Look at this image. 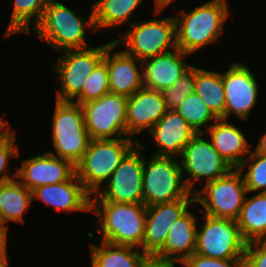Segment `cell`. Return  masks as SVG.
<instances>
[{
  "label": "cell",
  "mask_w": 266,
  "mask_h": 267,
  "mask_svg": "<svg viewBox=\"0 0 266 267\" xmlns=\"http://www.w3.org/2000/svg\"><path fill=\"white\" fill-rule=\"evenodd\" d=\"M125 29L113 42L118 47L124 46L123 51L138 60L143 61L177 48L174 15L166 18L153 16L144 20L140 18Z\"/></svg>",
  "instance_id": "5b68a950"
},
{
  "label": "cell",
  "mask_w": 266,
  "mask_h": 267,
  "mask_svg": "<svg viewBox=\"0 0 266 267\" xmlns=\"http://www.w3.org/2000/svg\"><path fill=\"white\" fill-rule=\"evenodd\" d=\"M196 133H205L218 118L195 92L187 96L176 110Z\"/></svg>",
  "instance_id": "f546056e"
},
{
  "label": "cell",
  "mask_w": 266,
  "mask_h": 267,
  "mask_svg": "<svg viewBox=\"0 0 266 267\" xmlns=\"http://www.w3.org/2000/svg\"><path fill=\"white\" fill-rule=\"evenodd\" d=\"M195 85V65L180 77L171 87L165 88L162 91L164 102L167 110H177L180 103L187 96L194 93Z\"/></svg>",
  "instance_id": "836d02e7"
},
{
  "label": "cell",
  "mask_w": 266,
  "mask_h": 267,
  "mask_svg": "<svg viewBox=\"0 0 266 267\" xmlns=\"http://www.w3.org/2000/svg\"><path fill=\"white\" fill-rule=\"evenodd\" d=\"M32 201L42 202L59 213H91V194L76 174L68 181L39 186L32 190Z\"/></svg>",
  "instance_id": "e0dca14e"
},
{
  "label": "cell",
  "mask_w": 266,
  "mask_h": 267,
  "mask_svg": "<svg viewBox=\"0 0 266 267\" xmlns=\"http://www.w3.org/2000/svg\"><path fill=\"white\" fill-rule=\"evenodd\" d=\"M108 93H110L109 73L107 64L102 60L89 74L82 92L72 102L81 105L98 100Z\"/></svg>",
  "instance_id": "d6a6232c"
},
{
  "label": "cell",
  "mask_w": 266,
  "mask_h": 267,
  "mask_svg": "<svg viewBox=\"0 0 266 267\" xmlns=\"http://www.w3.org/2000/svg\"><path fill=\"white\" fill-rule=\"evenodd\" d=\"M103 61L109 73L110 93L130 97L144 87L142 61L128 55L122 48L119 51L114 42L106 48Z\"/></svg>",
  "instance_id": "ac0fdd59"
},
{
  "label": "cell",
  "mask_w": 266,
  "mask_h": 267,
  "mask_svg": "<svg viewBox=\"0 0 266 267\" xmlns=\"http://www.w3.org/2000/svg\"><path fill=\"white\" fill-rule=\"evenodd\" d=\"M15 131L9 121L0 129V184L7 183L16 178V168L10 173L11 158H21L20 147L18 146Z\"/></svg>",
  "instance_id": "4dcf8cb0"
},
{
  "label": "cell",
  "mask_w": 266,
  "mask_h": 267,
  "mask_svg": "<svg viewBox=\"0 0 266 267\" xmlns=\"http://www.w3.org/2000/svg\"><path fill=\"white\" fill-rule=\"evenodd\" d=\"M179 160L183 177L187 175L184 180L192 194L199 190L196 183L205 185L226 176L234 169L215 150L206 133H196L184 147Z\"/></svg>",
  "instance_id": "9c48e42d"
},
{
  "label": "cell",
  "mask_w": 266,
  "mask_h": 267,
  "mask_svg": "<svg viewBox=\"0 0 266 267\" xmlns=\"http://www.w3.org/2000/svg\"><path fill=\"white\" fill-rule=\"evenodd\" d=\"M5 116H0V129L8 122V119H5Z\"/></svg>",
  "instance_id": "b9f144b4"
},
{
  "label": "cell",
  "mask_w": 266,
  "mask_h": 267,
  "mask_svg": "<svg viewBox=\"0 0 266 267\" xmlns=\"http://www.w3.org/2000/svg\"><path fill=\"white\" fill-rule=\"evenodd\" d=\"M21 162L20 167H16V178L30 191L39 186L68 181L76 174L75 165L72 162L47 151L35 154Z\"/></svg>",
  "instance_id": "9a60e30c"
},
{
  "label": "cell",
  "mask_w": 266,
  "mask_h": 267,
  "mask_svg": "<svg viewBox=\"0 0 266 267\" xmlns=\"http://www.w3.org/2000/svg\"><path fill=\"white\" fill-rule=\"evenodd\" d=\"M194 9H180L174 15L176 21V47L192 55L201 48L219 42L224 27L231 17L227 0H209Z\"/></svg>",
  "instance_id": "6da1fadb"
},
{
  "label": "cell",
  "mask_w": 266,
  "mask_h": 267,
  "mask_svg": "<svg viewBox=\"0 0 266 267\" xmlns=\"http://www.w3.org/2000/svg\"><path fill=\"white\" fill-rule=\"evenodd\" d=\"M249 194L248 192L236 220L240 234L246 243L265 241L266 192H252V195Z\"/></svg>",
  "instance_id": "cb8c5ba5"
},
{
  "label": "cell",
  "mask_w": 266,
  "mask_h": 267,
  "mask_svg": "<svg viewBox=\"0 0 266 267\" xmlns=\"http://www.w3.org/2000/svg\"><path fill=\"white\" fill-rule=\"evenodd\" d=\"M153 1V0H151ZM177 0H154V10H153V15L158 16L159 14L162 15V11H164L165 9H167V7L171 4H175V2Z\"/></svg>",
  "instance_id": "74e56055"
},
{
  "label": "cell",
  "mask_w": 266,
  "mask_h": 267,
  "mask_svg": "<svg viewBox=\"0 0 266 267\" xmlns=\"http://www.w3.org/2000/svg\"><path fill=\"white\" fill-rule=\"evenodd\" d=\"M244 267H266V240L246 244Z\"/></svg>",
  "instance_id": "d590c367"
},
{
  "label": "cell",
  "mask_w": 266,
  "mask_h": 267,
  "mask_svg": "<svg viewBox=\"0 0 266 267\" xmlns=\"http://www.w3.org/2000/svg\"><path fill=\"white\" fill-rule=\"evenodd\" d=\"M0 225H4L3 222H2V220H1V217H0Z\"/></svg>",
  "instance_id": "7bdbcfd3"
},
{
  "label": "cell",
  "mask_w": 266,
  "mask_h": 267,
  "mask_svg": "<svg viewBox=\"0 0 266 267\" xmlns=\"http://www.w3.org/2000/svg\"><path fill=\"white\" fill-rule=\"evenodd\" d=\"M127 99L124 95L108 93L98 100L81 104L91 139L127 137Z\"/></svg>",
  "instance_id": "5bb4252c"
},
{
  "label": "cell",
  "mask_w": 266,
  "mask_h": 267,
  "mask_svg": "<svg viewBox=\"0 0 266 267\" xmlns=\"http://www.w3.org/2000/svg\"><path fill=\"white\" fill-rule=\"evenodd\" d=\"M166 112L162 91L139 89L127 99V137L140 142L137 136L149 132Z\"/></svg>",
  "instance_id": "d6986e66"
},
{
  "label": "cell",
  "mask_w": 266,
  "mask_h": 267,
  "mask_svg": "<svg viewBox=\"0 0 266 267\" xmlns=\"http://www.w3.org/2000/svg\"><path fill=\"white\" fill-rule=\"evenodd\" d=\"M194 205L195 198H182L146 207L141 250L144 253H157L164 246L173 222Z\"/></svg>",
  "instance_id": "2e32d148"
},
{
  "label": "cell",
  "mask_w": 266,
  "mask_h": 267,
  "mask_svg": "<svg viewBox=\"0 0 266 267\" xmlns=\"http://www.w3.org/2000/svg\"><path fill=\"white\" fill-rule=\"evenodd\" d=\"M91 213L96 217L100 241L141 250L146 219L144 204L91 201Z\"/></svg>",
  "instance_id": "3957f363"
},
{
  "label": "cell",
  "mask_w": 266,
  "mask_h": 267,
  "mask_svg": "<svg viewBox=\"0 0 266 267\" xmlns=\"http://www.w3.org/2000/svg\"><path fill=\"white\" fill-rule=\"evenodd\" d=\"M199 218L189 209L171 225L164 246L158 255L171 257L182 262L195 252L196 232ZM198 223V224H197Z\"/></svg>",
  "instance_id": "603a6c76"
},
{
  "label": "cell",
  "mask_w": 266,
  "mask_h": 267,
  "mask_svg": "<svg viewBox=\"0 0 266 267\" xmlns=\"http://www.w3.org/2000/svg\"><path fill=\"white\" fill-rule=\"evenodd\" d=\"M190 54L178 48L142 61L143 86L157 91H163L173 84L192 68L186 62ZM186 59V60H185Z\"/></svg>",
  "instance_id": "44dd1931"
},
{
  "label": "cell",
  "mask_w": 266,
  "mask_h": 267,
  "mask_svg": "<svg viewBox=\"0 0 266 267\" xmlns=\"http://www.w3.org/2000/svg\"><path fill=\"white\" fill-rule=\"evenodd\" d=\"M8 232L4 225H0V249H8Z\"/></svg>",
  "instance_id": "ab89813d"
},
{
  "label": "cell",
  "mask_w": 266,
  "mask_h": 267,
  "mask_svg": "<svg viewBox=\"0 0 266 267\" xmlns=\"http://www.w3.org/2000/svg\"><path fill=\"white\" fill-rule=\"evenodd\" d=\"M200 187L194 195L195 203L202 206H198L201 214L237 220L248 193L238 169Z\"/></svg>",
  "instance_id": "7c38bea8"
},
{
  "label": "cell",
  "mask_w": 266,
  "mask_h": 267,
  "mask_svg": "<svg viewBox=\"0 0 266 267\" xmlns=\"http://www.w3.org/2000/svg\"><path fill=\"white\" fill-rule=\"evenodd\" d=\"M229 64L222 72L226 101L224 119L230 120L234 115L245 123L249 121L252 109L258 103L259 81L245 62L232 61Z\"/></svg>",
  "instance_id": "4fadbf2b"
},
{
  "label": "cell",
  "mask_w": 266,
  "mask_h": 267,
  "mask_svg": "<svg viewBox=\"0 0 266 267\" xmlns=\"http://www.w3.org/2000/svg\"><path fill=\"white\" fill-rule=\"evenodd\" d=\"M183 267H244V259H214L192 254L183 261Z\"/></svg>",
  "instance_id": "e575fe53"
},
{
  "label": "cell",
  "mask_w": 266,
  "mask_h": 267,
  "mask_svg": "<svg viewBox=\"0 0 266 267\" xmlns=\"http://www.w3.org/2000/svg\"><path fill=\"white\" fill-rule=\"evenodd\" d=\"M138 143L131 137L91 139L87 151L75 165L77 178L91 195L95 194Z\"/></svg>",
  "instance_id": "277c9868"
},
{
  "label": "cell",
  "mask_w": 266,
  "mask_h": 267,
  "mask_svg": "<svg viewBox=\"0 0 266 267\" xmlns=\"http://www.w3.org/2000/svg\"><path fill=\"white\" fill-rule=\"evenodd\" d=\"M148 133L150 143L157 147L151 154L177 158L196 134L176 110H167Z\"/></svg>",
  "instance_id": "ffe728a7"
},
{
  "label": "cell",
  "mask_w": 266,
  "mask_h": 267,
  "mask_svg": "<svg viewBox=\"0 0 266 267\" xmlns=\"http://www.w3.org/2000/svg\"><path fill=\"white\" fill-rule=\"evenodd\" d=\"M32 191L17 178L0 184V217L4 226L8 223L25 224L24 216L32 208Z\"/></svg>",
  "instance_id": "d4e9b609"
},
{
  "label": "cell",
  "mask_w": 266,
  "mask_h": 267,
  "mask_svg": "<svg viewBox=\"0 0 266 267\" xmlns=\"http://www.w3.org/2000/svg\"><path fill=\"white\" fill-rule=\"evenodd\" d=\"M255 148L251 149L254 153L266 156V130L260 134Z\"/></svg>",
  "instance_id": "f35d334b"
},
{
  "label": "cell",
  "mask_w": 266,
  "mask_h": 267,
  "mask_svg": "<svg viewBox=\"0 0 266 267\" xmlns=\"http://www.w3.org/2000/svg\"><path fill=\"white\" fill-rule=\"evenodd\" d=\"M176 263L183 267V262L179 259L161 256L157 253H144L141 267H176Z\"/></svg>",
  "instance_id": "8d00e7d4"
},
{
  "label": "cell",
  "mask_w": 266,
  "mask_h": 267,
  "mask_svg": "<svg viewBox=\"0 0 266 267\" xmlns=\"http://www.w3.org/2000/svg\"><path fill=\"white\" fill-rule=\"evenodd\" d=\"M236 169L243 176L247 192H266L265 155L256 154L251 150L249 156Z\"/></svg>",
  "instance_id": "1f68e13d"
},
{
  "label": "cell",
  "mask_w": 266,
  "mask_h": 267,
  "mask_svg": "<svg viewBox=\"0 0 266 267\" xmlns=\"http://www.w3.org/2000/svg\"><path fill=\"white\" fill-rule=\"evenodd\" d=\"M50 1L13 0L10 21L5 29L3 38L9 39L11 36L20 35V33L30 36L31 30L39 24Z\"/></svg>",
  "instance_id": "83f0119b"
},
{
  "label": "cell",
  "mask_w": 266,
  "mask_h": 267,
  "mask_svg": "<svg viewBox=\"0 0 266 267\" xmlns=\"http://www.w3.org/2000/svg\"><path fill=\"white\" fill-rule=\"evenodd\" d=\"M8 256V249H0V267H9L10 257Z\"/></svg>",
  "instance_id": "60d3db41"
},
{
  "label": "cell",
  "mask_w": 266,
  "mask_h": 267,
  "mask_svg": "<svg viewBox=\"0 0 266 267\" xmlns=\"http://www.w3.org/2000/svg\"><path fill=\"white\" fill-rule=\"evenodd\" d=\"M140 141L121 161L111 177L93 195L91 201L143 204L144 151Z\"/></svg>",
  "instance_id": "30bf717a"
},
{
  "label": "cell",
  "mask_w": 266,
  "mask_h": 267,
  "mask_svg": "<svg viewBox=\"0 0 266 267\" xmlns=\"http://www.w3.org/2000/svg\"><path fill=\"white\" fill-rule=\"evenodd\" d=\"M196 232L198 255L214 259H244L246 242L243 240L237 222L232 219L215 218L202 214ZM200 229V230H199Z\"/></svg>",
  "instance_id": "8fae6325"
},
{
  "label": "cell",
  "mask_w": 266,
  "mask_h": 267,
  "mask_svg": "<svg viewBox=\"0 0 266 267\" xmlns=\"http://www.w3.org/2000/svg\"><path fill=\"white\" fill-rule=\"evenodd\" d=\"M145 0H96L92 2L96 31L133 24V14ZM101 29V30H100Z\"/></svg>",
  "instance_id": "484cf974"
},
{
  "label": "cell",
  "mask_w": 266,
  "mask_h": 267,
  "mask_svg": "<svg viewBox=\"0 0 266 267\" xmlns=\"http://www.w3.org/2000/svg\"><path fill=\"white\" fill-rule=\"evenodd\" d=\"M230 121L220 118L205 133L215 150L236 169L249 156L252 145L244 129Z\"/></svg>",
  "instance_id": "7402d4cb"
},
{
  "label": "cell",
  "mask_w": 266,
  "mask_h": 267,
  "mask_svg": "<svg viewBox=\"0 0 266 267\" xmlns=\"http://www.w3.org/2000/svg\"><path fill=\"white\" fill-rule=\"evenodd\" d=\"M54 104L50 135H52L51 142L55 152H47L76 165L87 151L91 141L85 127L82 106L56 100Z\"/></svg>",
  "instance_id": "52a82bcc"
},
{
  "label": "cell",
  "mask_w": 266,
  "mask_h": 267,
  "mask_svg": "<svg viewBox=\"0 0 266 267\" xmlns=\"http://www.w3.org/2000/svg\"><path fill=\"white\" fill-rule=\"evenodd\" d=\"M145 154L144 151L142 186L143 204L146 207L182 198H195L183 178L179 158L153 154L148 158Z\"/></svg>",
  "instance_id": "8992f818"
},
{
  "label": "cell",
  "mask_w": 266,
  "mask_h": 267,
  "mask_svg": "<svg viewBox=\"0 0 266 267\" xmlns=\"http://www.w3.org/2000/svg\"><path fill=\"white\" fill-rule=\"evenodd\" d=\"M90 244L91 267H141L144 252L133 246Z\"/></svg>",
  "instance_id": "4316f807"
},
{
  "label": "cell",
  "mask_w": 266,
  "mask_h": 267,
  "mask_svg": "<svg viewBox=\"0 0 266 267\" xmlns=\"http://www.w3.org/2000/svg\"><path fill=\"white\" fill-rule=\"evenodd\" d=\"M113 42L84 49H68L59 52L51 70L59 87L55 100L72 102L81 92L89 74L103 60L106 48Z\"/></svg>",
  "instance_id": "ba28073f"
},
{
  "label": "cell",
  "mask_w": 266,
  "mask_h": 267,
  "mask_svg": "<svg viewBox=\"0 0 266 267\" xmlns=\"http://www.w3.org/2000/svg\"><path fill=\"white\" fill-rule=\"evenodd\" d=\"M60 1L49 2L42 19L31 32L56 52L91 47L86 35L89 29L96 33L93 6L89 16L82 17Z\"/></svg>",
  "instance_id": "7a4b0ae2"
},
{
  "label": "cell",
  "mask_w": 266,
  "mask_h": 267,
  "mask_svg": "<svg viewBox=\"0 0 266 267\" xmlns=\"http://www.w3.org/2000/svg\"><path fill=\"white\" fill-rule=\"evenodd\" d=\"M194 92L218 119H224L226 101L221 72L195 66Z\"/></svg>",
  "instance_id": "f1b7e54d"
}]
</instances>
